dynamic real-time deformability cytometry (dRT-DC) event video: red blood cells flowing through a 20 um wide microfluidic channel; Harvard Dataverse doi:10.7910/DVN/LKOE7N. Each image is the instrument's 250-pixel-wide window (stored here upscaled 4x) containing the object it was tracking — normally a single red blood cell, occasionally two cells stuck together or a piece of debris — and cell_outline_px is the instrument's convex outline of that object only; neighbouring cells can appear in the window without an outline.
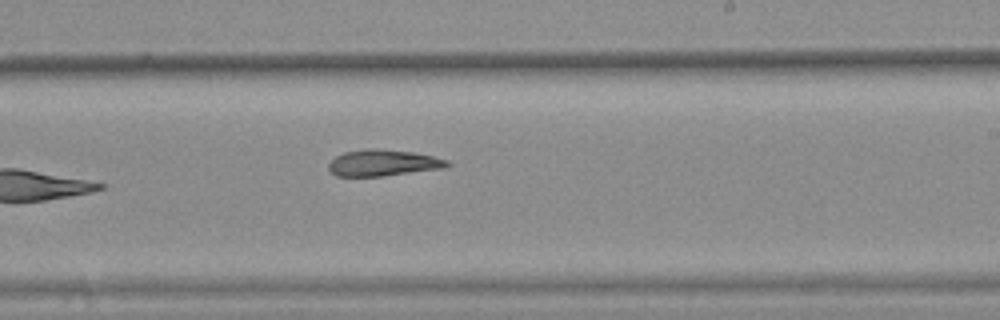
{"species": "common noctule bat (a hibernating species)", "species_latin": "Nyctalus noctula", "temperature_condition": "warm", "stored_images_in_passage": 8, "camera_frame_rate_fps": 3000, "um_per_image_px": 0.085, "animal": {"sex": "female", "body_mass_g": 25.1}, "frame": {"image": 1, "passage_image": 8, "time_ms": 2.333, "image_size_px": [1000, 320], "cell_outline_px": [[452, 164], [448, 168], [384, 176], [336, 176], [328, 168], [328, 164], [336, 156], [344, 152], [368, 148], [376, 148], [412, 152], [432, 156], [448, 160]], "centroid_in_image_um": [32.61, 13.85], "position_along_channel_um": 256.4, "area_um2": 18.38}}